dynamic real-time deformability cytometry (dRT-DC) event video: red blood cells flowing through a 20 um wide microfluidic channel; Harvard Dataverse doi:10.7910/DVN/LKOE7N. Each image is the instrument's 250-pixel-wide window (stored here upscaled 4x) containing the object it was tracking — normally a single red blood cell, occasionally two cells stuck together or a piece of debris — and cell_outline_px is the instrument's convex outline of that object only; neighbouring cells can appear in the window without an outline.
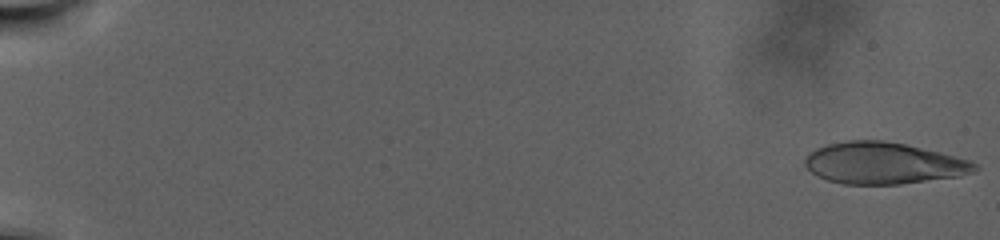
{"species": "human", "species_latin": "Homo sapiens", "temperature_condition": "warm", "stored_images_in_passage": 105, "camera_frame_rate_fps": 3000, "um_per_image_px": 0.085, "donor": {"sex": "male"}, "frame": {"image": 1, "passage_image": 1, "time_ms": 0.0, "image_size_px": [1000, 240], "cell_outline_px": [[980, 168], [976, 172], [960, 176], [900, 184], [844, 184], [828, 180], [816, 176], [804, 164], [804, 156], [808, 152], [816, 148], [828, 144], [844, 140], [884, 140], [904, 144], [940, 152], [972, 160]], "centroid_in_image_um": [75.1, 13.87], "position_along_channel_um": 9.9, "area_um2": 41.5}}
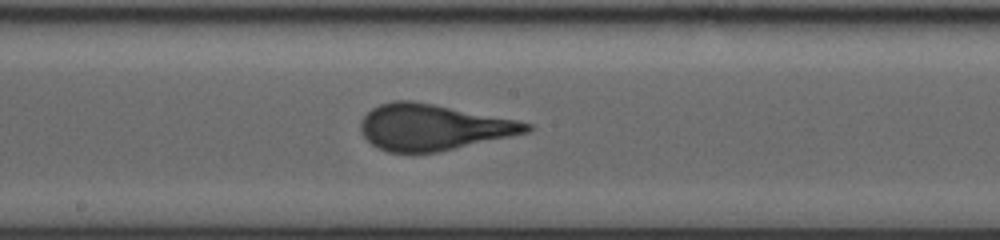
{"frame": {"image": 2, "passage_image": 61, "time_ms": 20.0, "image_size_px": [1000, 240], "cell_outline_px": [[536, 128], [532, 132], [436, 152], [388, 152], [376, 148], [360, 132], [360, 120], [372, 108], [380, 104], [396, 100], [412, 100], [516, 120], [532, 124]], "centroid_in_image_um": [36.82, 10.82], "position_along_channel_um": 211.4, "area_um2": 44.39}}
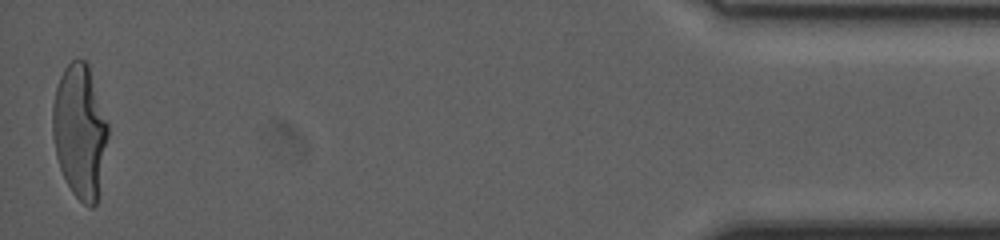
{"frame": {"image": 3, "passage_image": 104, "time_ms": 34.333, "image_size_px": [1000, 240], "cell_outline_px": [[108, 136], [96, 204], [92, 208], [88, 208], [72, 192], [60, 168], [56, 156], [52, 136], [52, 104], [56, 88], [60, 76], [64, 68], [72, 60], [84, 60], [88, 64], [108, 124]], "centroid_in_image_um": [6.77, 11.15], "position_along_channel_um": 428.4, "area_um2": 42.83}}